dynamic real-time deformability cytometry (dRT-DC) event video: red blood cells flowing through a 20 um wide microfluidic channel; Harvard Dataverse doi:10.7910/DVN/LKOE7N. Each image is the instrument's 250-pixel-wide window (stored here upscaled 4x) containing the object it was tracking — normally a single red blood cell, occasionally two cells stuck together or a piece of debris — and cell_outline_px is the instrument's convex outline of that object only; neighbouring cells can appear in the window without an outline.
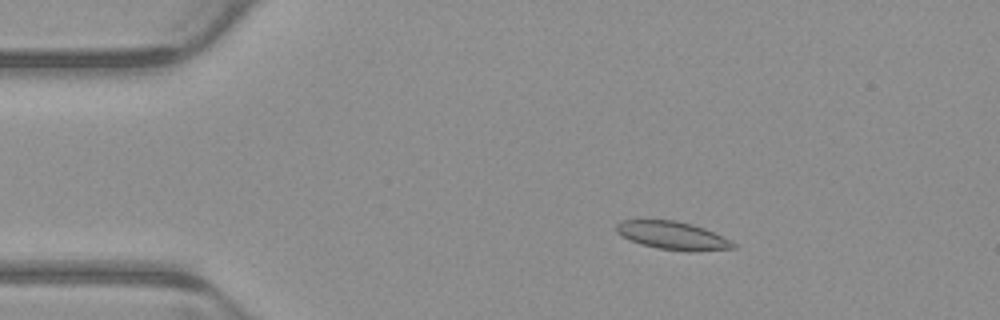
{"species": "common noctule bat (a hibernating species)", "species_latin": "Nyctalus noctula", "temperature_condition": "warm", "stored_images_in_passage": 6, "camera_frame_rate_fps": 3000, "um_per_image_px": 0.085, "animal": {"sex": "male", "body_mass_g": 23.1, "forearm_length_mm": 52.7}, "frame": {"image": 1, "passage_image": 3, "time_ms": 0.667, "image_size_px": [1000, 320], "cell_outline_px": [[736, 248], [692, 252], [688, 252], [656, 248], [640, 244], [616, 232], [616, 224], [620, 220], [676, 220], [692, 224], [704, 228], [732, 240], [736, 244]], "centroid_in_image_um": [57.21, 20.03], "position_along_channel_um": 27.8, "area_um2": 19.25}}
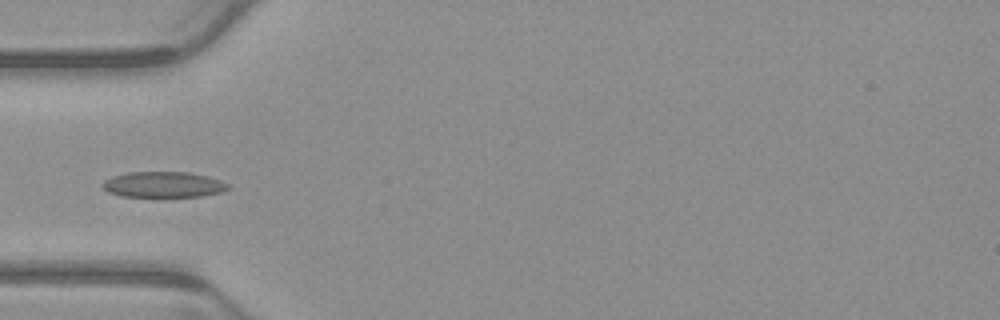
{"frame": {"image": 2, "passage_image": 5, "time_ms": 1.333, "image_size_px": [1000, 320], "cell_outline_px": [[232, 188], [224, 192], [204, 196], [120, 196], [108, 192], [100, 184], [104, 180], [112, 176], [128, 172], [188, 172], [208, 176], [220, 180], [228, 184]], "centroid_in_image_um": [13.92, 15.68], "position_along_channel_um": 71.1, "area_um2": 18.96}}
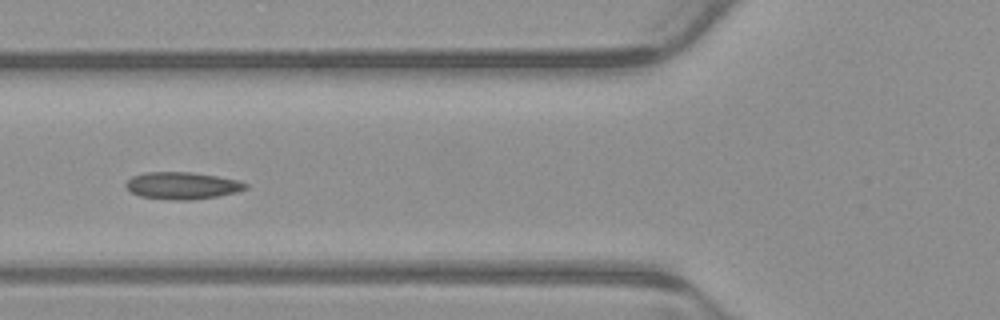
{"frame": {"image": 3, "passage_image": 6, "time_ms": 1.667, "image_size_px": [1000, 320], "cell_outline_px": [[248, 188], [236, 192], [216, 196], [192, 200], [172, 200], [140, 196], [132, 192], [124, 184], [132, 176], [144, 172], [192, 172], [216, 176], [236, 180], [248, 184]], "centroid_in_image_um": [15.47, 15.77], "position_along_channel_um": 110.3, "area_um2": 18.79}}